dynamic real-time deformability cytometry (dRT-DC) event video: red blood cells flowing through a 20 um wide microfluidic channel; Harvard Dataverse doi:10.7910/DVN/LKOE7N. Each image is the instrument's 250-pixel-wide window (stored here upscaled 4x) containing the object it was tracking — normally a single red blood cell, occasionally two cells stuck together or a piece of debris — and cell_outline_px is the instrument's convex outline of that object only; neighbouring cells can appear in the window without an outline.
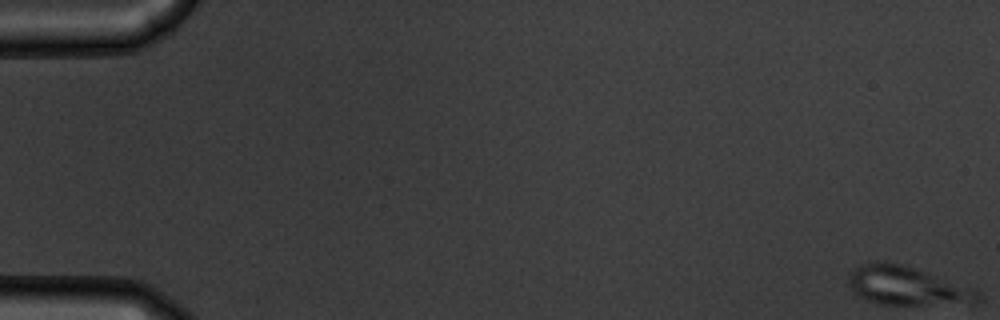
{"species": "common noctule bat (a hibernating species)", "species_latin": "Nyctalus noctula", "temperature_condition": "warm", "stored_images_in_passage": 14, "camera_frame_rate_fps": 3000, "um_per_image_px": 0.085, "animal": {"sex": "male", "body_mass_g": 19.5, "forearm_length_mm": 54.6}, "frame": {"image": 1, "passage_image": 1, "time_ms": 0.0, "image_size_px": [1000, 320], "cell_outline_px": [[984, 300], [980, 304], [876, 304], [864, 300], [856, 296], [852, 292], [848, 276], [848, 272], [852, 268], [860, 264], [884, 260], [904, 264], [976, 288], [980, 292]], "centroid_in_image_um": [77.14, 24.3], "position_along_channel_um": 7.9, "area_um2": 30.29}}